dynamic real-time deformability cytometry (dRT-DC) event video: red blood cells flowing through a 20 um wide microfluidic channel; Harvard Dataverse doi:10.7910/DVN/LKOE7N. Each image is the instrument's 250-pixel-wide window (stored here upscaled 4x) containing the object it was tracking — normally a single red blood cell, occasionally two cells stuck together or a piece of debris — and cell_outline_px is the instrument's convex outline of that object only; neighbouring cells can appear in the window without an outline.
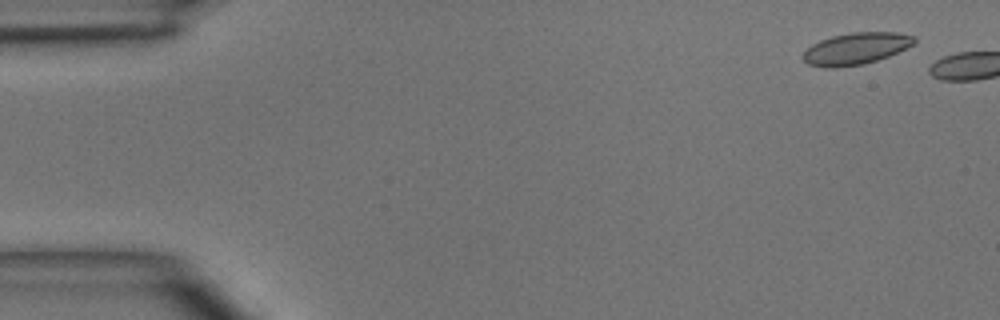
{"species": "common noctule bat (a hibernating species)", "species_latin": "Nyctalus noctula", "temperature_condition": "room temperature", "stored_images_in_passage": 2, "camera_frame_rate_fps": 3000, "um_per_image_px": 0.085, "animal": {"sex": "male", "body_mass_g": 15.6}, "frame": {"image": 1, "passage_image": 1, "time_ms": 0.0, "image_size_px": [1000, 320], "cell_outline_px": [[916, 40], [912, 44], [888, 56], [864, 64], [836, 68], [828, 68], [808, 64], [800, 56], [812, 44], [820, 40], [832, 36], [852, 32], [896, 32], [916, 36]], "centroid_in_image_um": [72.72, 4.13], "position_along_channel_um": 12.3, "area_um2": 20.52}}